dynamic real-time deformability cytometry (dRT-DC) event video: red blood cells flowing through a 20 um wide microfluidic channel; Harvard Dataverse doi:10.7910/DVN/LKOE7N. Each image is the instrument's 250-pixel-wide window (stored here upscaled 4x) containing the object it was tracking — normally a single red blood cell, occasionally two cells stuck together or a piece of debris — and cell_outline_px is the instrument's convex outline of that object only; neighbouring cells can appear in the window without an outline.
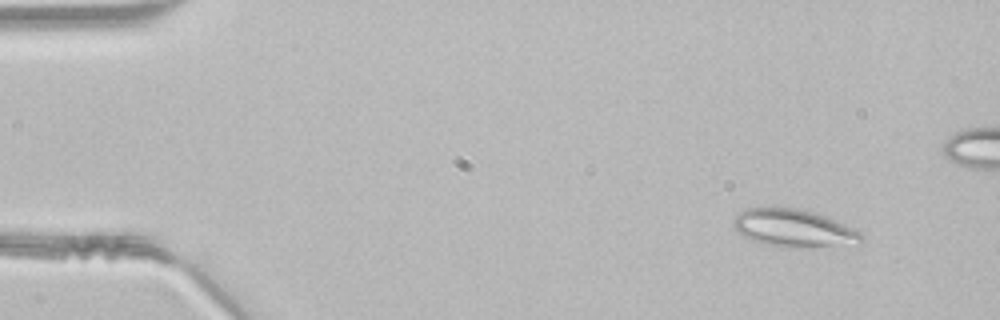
{"species": "common noctule bat (a hibernating species)", "species_latin": "Nyctalus noctula", "temperature_condition": "room temperature", "stored_images_in_passage": 47, "camera_frame_rate_fps": 3000, "um_per_image_px": 0.085, "animal": {"sex": "male", "body_mass_g": 21.5, "forearm_length_mm": 52.0}, "frame": {"image": 1, "passage_image": 3, "time_ms": 0.667, "image_size_px": [1000, 320], "cell_outline_px": [[864, 240], [860, 244], [768, 244], [752, 240], [744, 236], [732, 224], [732, 216], [748, 208], [796, 208], [812, 212], [836, 220], [860, 232], [864, 236]], "centroid_in_image_um": [67.43, 19.33], "position_along_channel_um": 17.6, "area_um2": 26.53}}
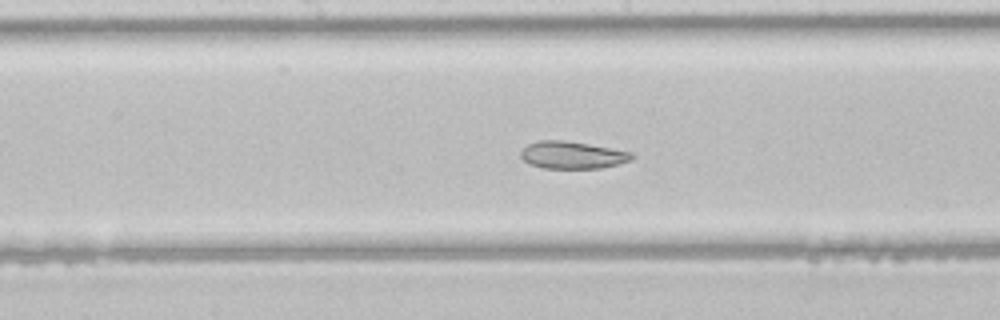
{"frame": {"image": 2, "passage_image": 23, "time_ms": 7.333, "image_size_px": [1000, 320], "cell_outline_px": [[636, 156], [632, 160], [600, 168], [544, 168], [532, 164], [524, 160], [520, 156], [520, 152], [528, 144], [536, 140], [564, 140], [588, 144], [632, 152]], "centroid_in_image_um": [48.65, 13.17], "position_along_channel_um": 199.5, "area_um2": 17.57}}
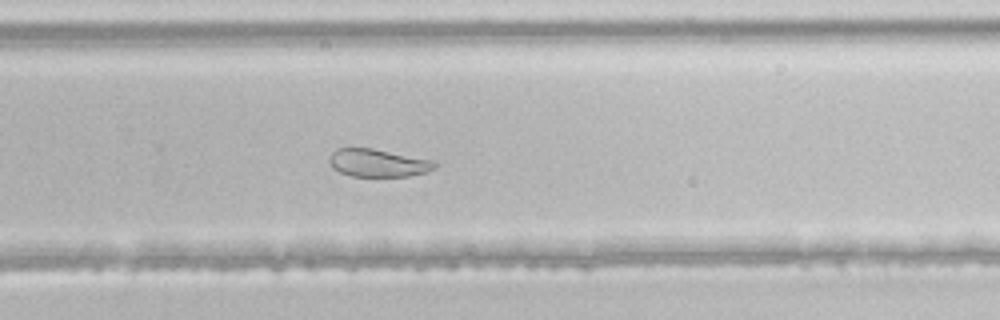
{"frame": {"image": 3, "passage_image": 30, "time_ms": 9.667, "image_size_px": [1000, 320], "cell_outline_px": [[436, 168], [428, 172], [408, 176], [352, 176], [340, 172], [332, 168], [328, 160], [328, 156], [336, 148], [372, 148], [436, 160]], "centroid_in_image_um": [32.14, 13.84], "position_along_channel_um": 297.7, "area_um2": 17.34}}